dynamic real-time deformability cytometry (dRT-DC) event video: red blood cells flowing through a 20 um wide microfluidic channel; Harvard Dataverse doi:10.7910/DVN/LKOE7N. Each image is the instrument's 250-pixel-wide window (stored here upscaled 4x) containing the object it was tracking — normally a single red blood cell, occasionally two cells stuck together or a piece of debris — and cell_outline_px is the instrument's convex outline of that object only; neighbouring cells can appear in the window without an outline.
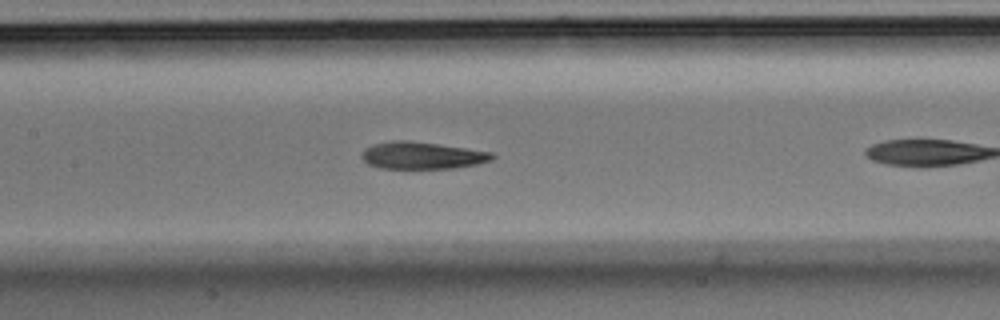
{"species": "Egyptian fruit bat (a non-hibernating species)", "species_latin": "Rousettus aegyptiacus", "temperature_condition": "room temperature", "stored_images_in_passage": 28, "camera_frame_rate_fps": 3000, "um_per_image_px": 0.085, "animal": {"sex": "male"}, "frame": {"image": 1, "passage_image": 11, "time_ms": 3.333, "image_size_px": [1000, 320], "cell_outline_px": [[496, 156], [492, 160], [476, 164], [452, 168], [380, 168], [368, 164], [360, 156], [364, 148], [372, 144], [392, 140], [408, 140], [440, 144], [492, 152]], "centroid_in_image_um": [35.85, 13.2], "position_along_channel_um": 171.6, "area_um2": 20.69}}
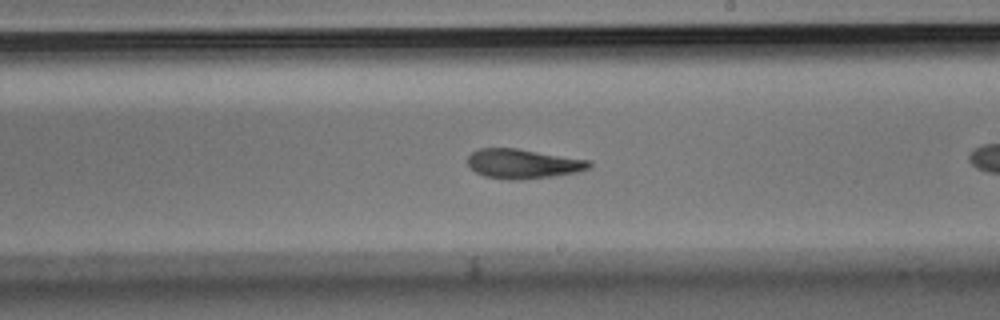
{"frame": {"image": 2, "passage_image": 17, "time_ms": 5.333, "image_size_px": [1000, 320], "cell_outline_px": [[592, 164], [588, 168], [576, 172], [552, 176], [520, 180], [508, 180], [484, 176], [476, 172], [468, 164], [468, 156], [472, 152], [480, 148], [516, 148], [592, 160]], "centroid_in_image_um": [44.46, 13.91], "position_along_channel_um": 244.5, "area_um2": 20.92}}
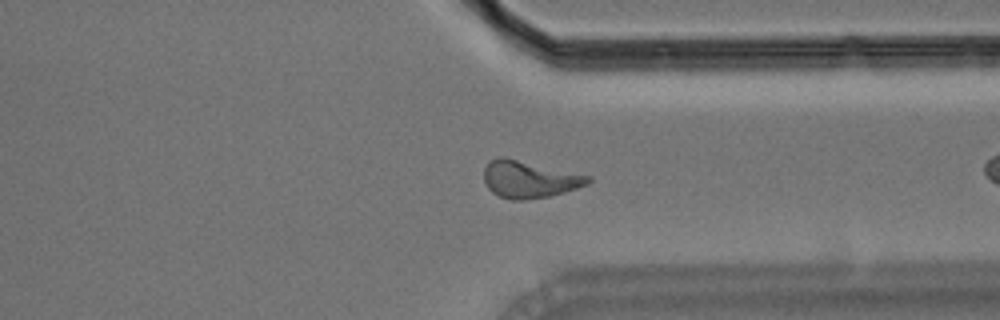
{"frame": {"image": 3, "passage_image": 27, "time_ms": 8.667, "image_size_px": [1000, 320], "cell_outline_px": [[592, 180], [588, 184], [564, 192], [548, 196], [524, 200], [512, 200], [500, 196], [492, 192], [488, 188], [484, 180], [484, 168], [488, 160], [496, 156], [504, 156], [592, 176]], "centroid_in_image_um": [44.97, 15.21], "position_along_channel_um": 366.4, "area_um2": 22.72}}